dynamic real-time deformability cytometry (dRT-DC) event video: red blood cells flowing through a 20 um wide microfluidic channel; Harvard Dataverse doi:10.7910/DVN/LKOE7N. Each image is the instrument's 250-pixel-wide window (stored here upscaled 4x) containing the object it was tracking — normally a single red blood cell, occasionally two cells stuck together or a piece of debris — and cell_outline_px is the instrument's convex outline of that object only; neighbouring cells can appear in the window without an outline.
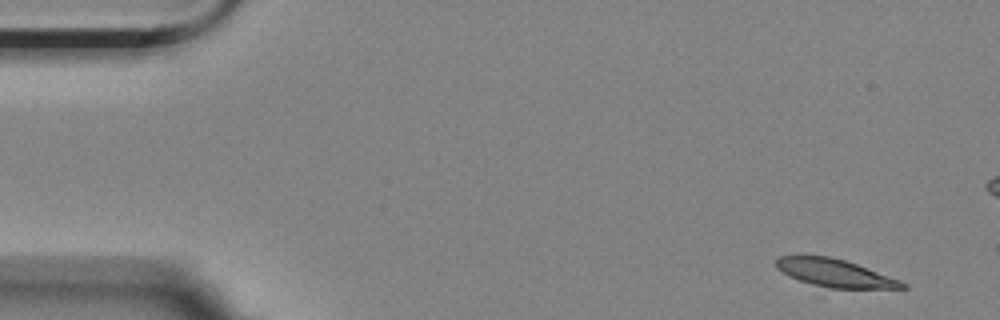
{"species": "Egyptian fruit bat (a non-hibernating species)", "species_latin": "Rousettus aegyptiacus", "temperature_condition": "room temperature", "stored_images_in_passage": 4, "camera_frame_rate_fps": 3000, "um_per_image_px": 0.085, "animal": {"sex": "female"}, "frame": {"image": 1, "passage_image": 1, "time_ms": 0.0, "image_size_px": [1000, 320], "cell_outline_px": [[908, 288], [820, 296], [812, 296], [776, 268], [776, 260], [780, 256], [828, 256], [844, 260], [856, 264], [900, 280], [908, 284]], "centroid_in_image_um": [70.91, 23.46], "position_along_channel_um": 14.1, "area_um2": 24.57}}